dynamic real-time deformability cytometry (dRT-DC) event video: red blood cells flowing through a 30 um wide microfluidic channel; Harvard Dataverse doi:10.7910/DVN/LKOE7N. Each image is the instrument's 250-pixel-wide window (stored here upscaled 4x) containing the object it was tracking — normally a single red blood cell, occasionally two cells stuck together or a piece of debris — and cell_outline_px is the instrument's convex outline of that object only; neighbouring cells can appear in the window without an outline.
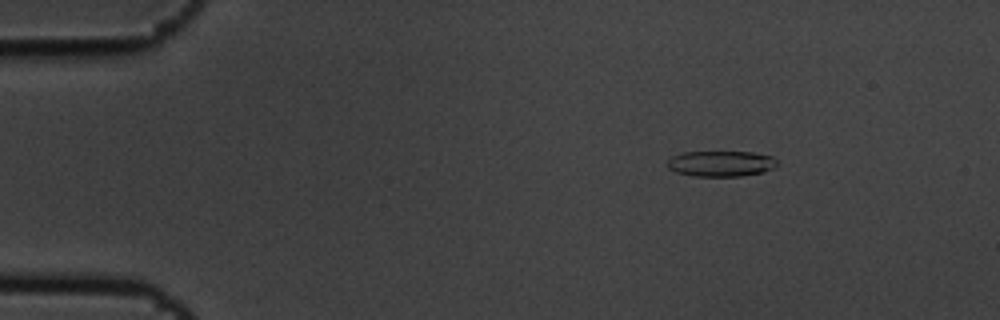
{"species": "common noctule bat (a hibernating species)", "species_latin": "Nyctalus noctula", "temperature_condition": "cold", "stored_images_in_passage": 5, "camera_frame_rate_fps": 3000, "um_per_image_px": 0.085, "animal": {"sex": "male", "body_mass_g": 19.5, "forearm_length_mm": 54.6}, "frame": {"image": 1, "passage_image": 1, "time_ms": 0.0, "image_size_px": [1000, 320], "cell_outline_px": [[776, 164], [772, 168], [764, 172], [744, 176], [692, 176], [676, 172], [668, 168], [668, 160], [672, 156], [684, 152], [752, 152], [772, 156], [776, 160]], "centroid_in_image_um": [61.27, 13.91], "position_along_channel_um": 23.7, "area_um2": 16.42}}
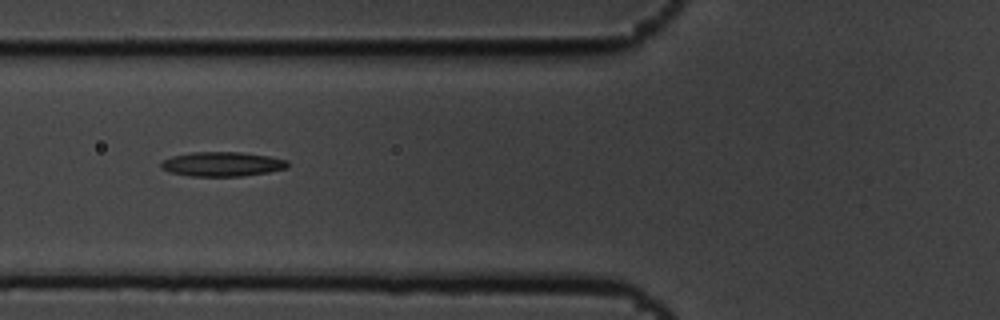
{"frame": {"image": 2, "passage_image": 5, "time_ms": 1.333, "image_size_px": [1000, 320], "cell_outline_px": [[288, 168], [268, 172], [240, 176], [192, 176], [168, 172], [160, 168], [160, 164], [164, 160], [172, 156], [192, 152], [240, 152], [268, 156], [288, 160]], "centroid_in_image_um": [18.87, 13.95], "position_along_channel_um": 106.9, "area_um2": 18.03}}